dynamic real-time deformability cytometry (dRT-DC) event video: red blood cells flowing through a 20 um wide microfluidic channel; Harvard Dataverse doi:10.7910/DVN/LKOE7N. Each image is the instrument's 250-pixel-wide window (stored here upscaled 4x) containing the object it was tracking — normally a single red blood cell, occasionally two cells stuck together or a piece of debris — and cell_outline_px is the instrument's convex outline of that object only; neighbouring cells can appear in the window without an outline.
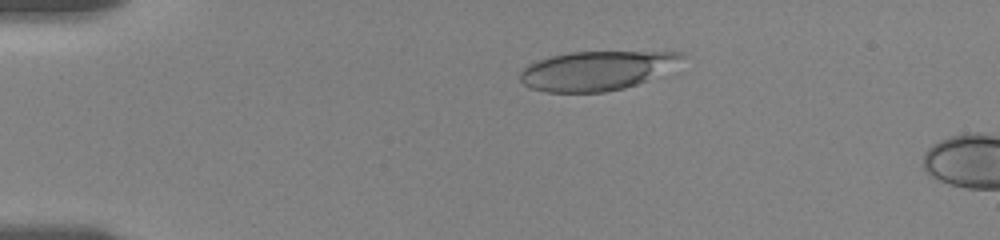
{"species": "human", "species_latin": "Homo sapiens", "temperature_condition": "room temperature", "stored_images_in_passage": 26, "camera_frame_rate_fps": 3000, "um_per_image_px": 0.085, "donor": {"sex": "female"}, "frame": {"image": 1, "passage_image": 20, "time_ms": 3.667, "image_size_px": [1000, 240], "cell_outline_px": [[688, 56], [648, 80], [624, 88], [604, 92], [544, 92], [528, 88], [520, 80], [520, 72], [528, 64], [536, 60], [552, 56], [572, 52], [680, 52]], "centroid_in_image_um": [50.64, 6.01], "position_along_channel_um": 34.4, "area_um2": 36.65}}